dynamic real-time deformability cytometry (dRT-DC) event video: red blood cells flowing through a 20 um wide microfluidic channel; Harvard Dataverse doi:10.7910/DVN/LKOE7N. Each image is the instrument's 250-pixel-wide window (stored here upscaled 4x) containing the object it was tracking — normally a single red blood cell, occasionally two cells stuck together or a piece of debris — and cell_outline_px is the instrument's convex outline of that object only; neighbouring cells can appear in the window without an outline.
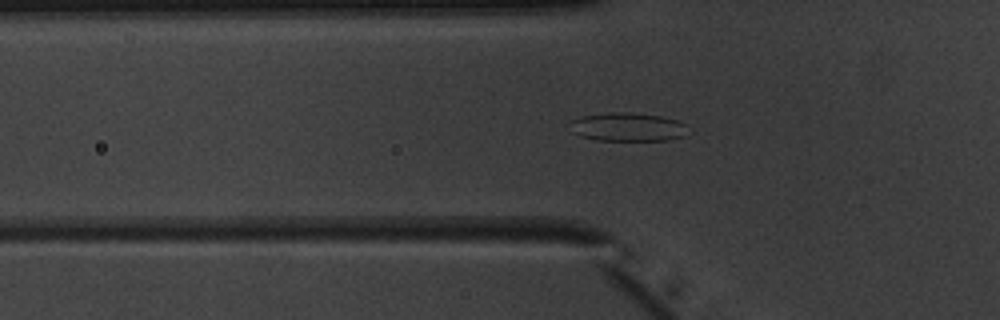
{"species": "common noctule bat (a hibernating species)", "species_latin": "Nyctalus noctula", "temperature_condition": "warm", "stored_images_in_passage": 53, "camera_frame_rate_fps": 3000, "um_per_image_px": 0.085, "animal": {"sex": "male", "body_mass_g": 20.1, "forearm_length_mm": 53.5}, "frame": {"image": 1, "passage_image": 19, "time_ms": 6.0, "image_size_px": [1000, 320], "cell_outline_px": [[692, 132], [688, 136], [668, 140], [600, 140], [580, 136], [572, 132], [572, 120], [580, 116], [608, 112], [632, 112], [660, 116], [676, 120], [688, 124]], "centroid_in_image_um": [53.47, 10.79], "position_along_channel_um": 72.3, "area_um2": 20.0}}
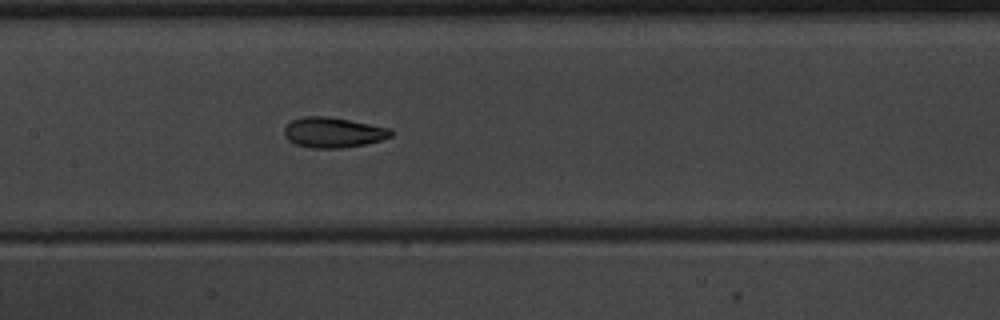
{"frame": {"image": 2, "passage_image": 27, "time_ms": 8.667, "image_size_px": [1000, 320], "cell_outline_px": [[392, 136], [380, 140], [364, 144], [340, 148], [312, 148], [296, 144], [288, 140], [284, 136], [284, 128], [292, 120], [304, 116], [328, 116], [392, 128]], "centroid_in_image_um": [28.31, 11.25], "position_along_channel_um": 179.1, "area_um2": 18.79}}
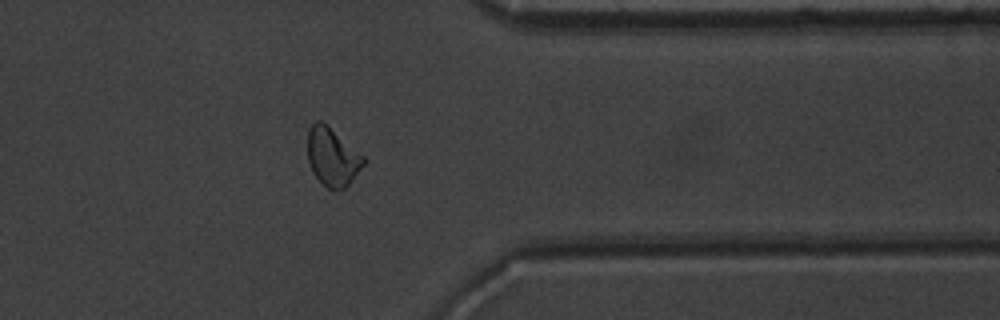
{"frame": {"image": 3, "passage_image": 43, "time_ms": 14.0, "image_size_px": [1000, 320], "cell_outline_px": [[364, 164], [352, 180], [344, 188], [336, 192], [328, 188], [312, 172], [308, 160], [308, 128], [316, 120], [320, 120], [328, 124], [364, 156]], "centroid_in_image_um": [28.24, 13.31], "position_along_channel_um": 383.2, "area_um2": 19.02}, "authors_computed_cell_mechanics": {"area_um2": 19.0162, "velocity_mm_per_s": 3.9748, "shape_relaxation_time_tau1_ms": 4.1879, "shape_relaxation_time_tau2_ms": 1.2067, "deformation_change_tau1": 0.148, "deformation_change_tau2": 0.0584}}